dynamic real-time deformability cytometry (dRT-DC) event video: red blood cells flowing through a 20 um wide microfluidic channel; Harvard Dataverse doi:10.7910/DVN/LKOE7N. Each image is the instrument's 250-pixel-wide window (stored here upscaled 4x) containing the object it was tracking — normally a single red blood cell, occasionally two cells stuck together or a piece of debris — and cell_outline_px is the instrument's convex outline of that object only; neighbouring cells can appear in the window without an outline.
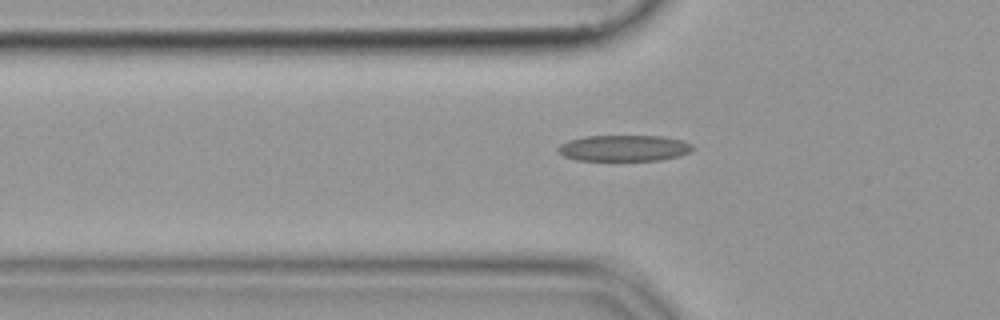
{"species": "common noctule bat (a hibernating species)", "species_latin": "Nyctalus noctula", "temperature_condition": "cold", "stored_images_in_passage": 37, "camera_frame_rate_fps": 3000, "um_per_image_px": 0.085, "animal": {"sex": "female", "body_mass_g": 19.9}, "frame": {"image": 1, "passage_image": 2, "time_ms": 0.333, "image_size_px": [1000, 320], "cell_outline_px": [[692, 148], [688, 152], [680, 156], [660, 160], [576, 160], [564, 156], [556, 148], [560, 144], [568, 140], [588, 136], [660, 136], [680, 140], [692, 144]], "centroid_in_image_um": [53.01, 12.59], "position_along_channel_um": 72.8, "area_um2": 20.29}}
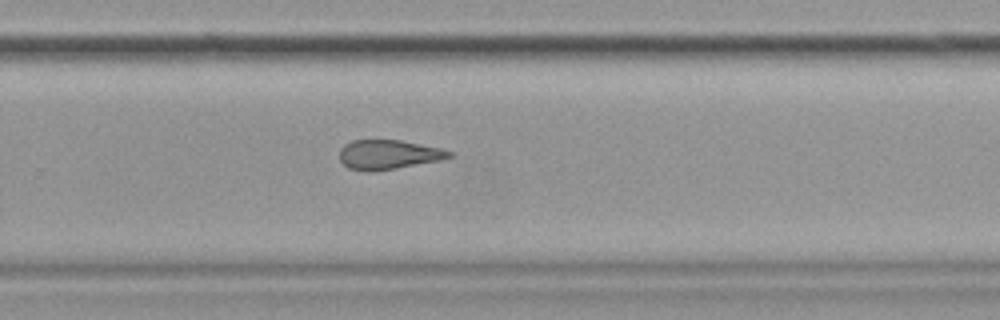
{"frame": {"image": 2, "passage_image": 20, "time_ms": 6.333, "image_size_px": [1000, 320], "cell_outline_px": [[452, 156], [440, 160], [396, 168], [372, 172], [364, 172], [348, 168], [340, 160], [340, 148], [344, 144], [352, 140], [400, 140], [440, 148], [452, 152]], "centroid_in_image_um": [32.97, 13.14], "position_along_channel_um": 296.8, "area_um2": 18.79}}
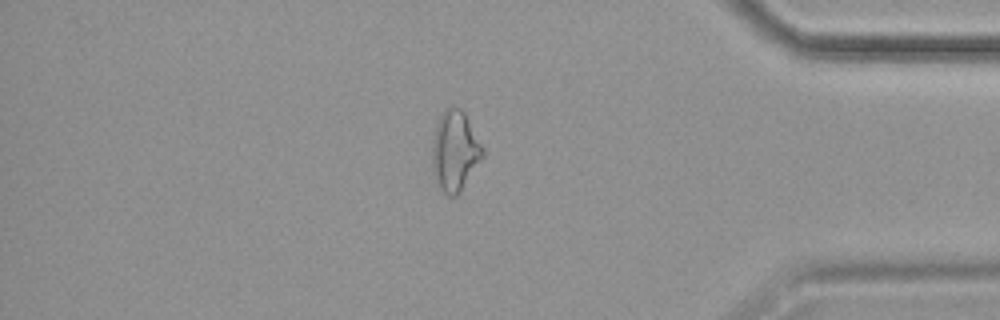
{"frame": {"image": 3, "passage_image": 30, "time_ms": 9.667, "image_size_px": [1000, 320], "cell_outline_px": [[484, 156], [460, 192], [456, 196], [448, 196], [440, 188], [432, 172], [432, 140], [436, 124], [440, 116], [448, 108], [460, 108], [464, 112], [484, 148]], "centroid_in_image_um": [38.66, 12.86], "position_along_channel_um": 396.5, "area_um2": 23.52}}